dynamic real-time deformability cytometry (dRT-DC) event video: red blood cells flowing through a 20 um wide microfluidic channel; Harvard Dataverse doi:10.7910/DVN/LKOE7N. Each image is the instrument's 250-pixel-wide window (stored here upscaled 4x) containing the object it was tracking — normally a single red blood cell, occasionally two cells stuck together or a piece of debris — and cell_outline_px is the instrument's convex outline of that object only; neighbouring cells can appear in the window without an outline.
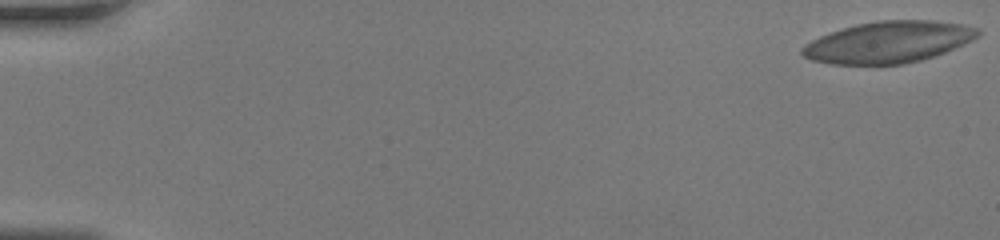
{"species": "human", "species_latin": "Homo sapiens", "temperature_condition": "room temperature", "stored_images_in_passage": 48, "camera_frame_rate_fps": 3000, "um_per_image_px": 0.085, "donor": {"sex": "female"}, "frame": {"image": 1, "passage_image": 1, "time_ms": 0.0, "image_size_px": [1000, 240], "cell_outline_px": [[980, 32], [972, 40], [964, 44], [944, 52], [920, 60], [904, 64], [832, 64], [812, 60], [804, 56], [800, 52], [800, 48], [804, 44], [820, 36], [856, 24], [876, 20], [932, 20], [960, 24], [980, 28]], "centroid_in_image_um": [75.5, 3.57], "position_along_channel_um": 9.5, "area_um2": 42.25}}
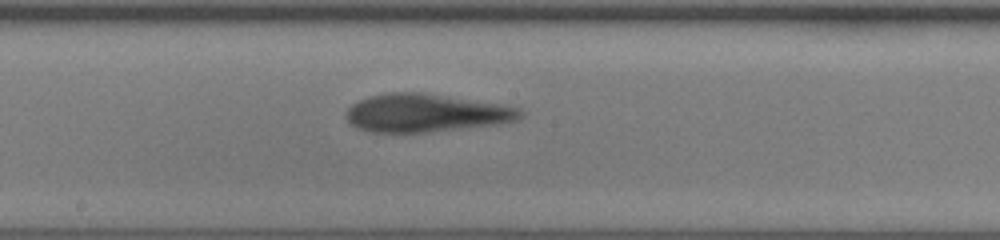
{"frame": {"image": 2, "passage_image": 28, "time_ms": 9.0, "image_size_px": [1000, 240], "cell_outline_px": [[524, 116], [516, 120], [496, 124], [428, 132], [368, 132], [356, 128], [344, 116], [348, 108], [352, 104], [368, 96], [392, 92], [424, 92], [500, 104], [520, 108], [524, 112]], "centroid_in_image_um": [36.18, 9.6], "position_along_channel_um": 212.0, "area_um2": 38.67}}
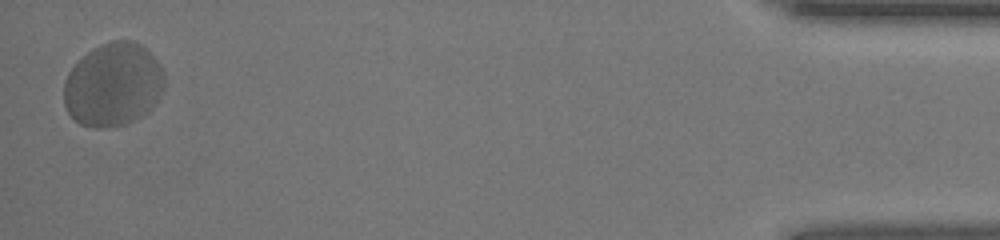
{"frame": {"image": 3, "passage_image": 48, "time_ms": 15.667, "image_size_px": [1000, 240], "cell_outline_px": [[164, 84], [156, 100], [144, 112], [132, 120], [124, 124], [104, 128], [92, 128], [80, 124], [68, 112], [64, 104], [64, 80], [68, 72], [92, 48], [100, 44], [112, 40], [132, 40], [148, 48], [156, 60], [160, 68], [164, 80]], "centroid_in_image_um": [9.57, 7.17], "position_along_channel_um": 425.6, "area_um2": 48.32}}